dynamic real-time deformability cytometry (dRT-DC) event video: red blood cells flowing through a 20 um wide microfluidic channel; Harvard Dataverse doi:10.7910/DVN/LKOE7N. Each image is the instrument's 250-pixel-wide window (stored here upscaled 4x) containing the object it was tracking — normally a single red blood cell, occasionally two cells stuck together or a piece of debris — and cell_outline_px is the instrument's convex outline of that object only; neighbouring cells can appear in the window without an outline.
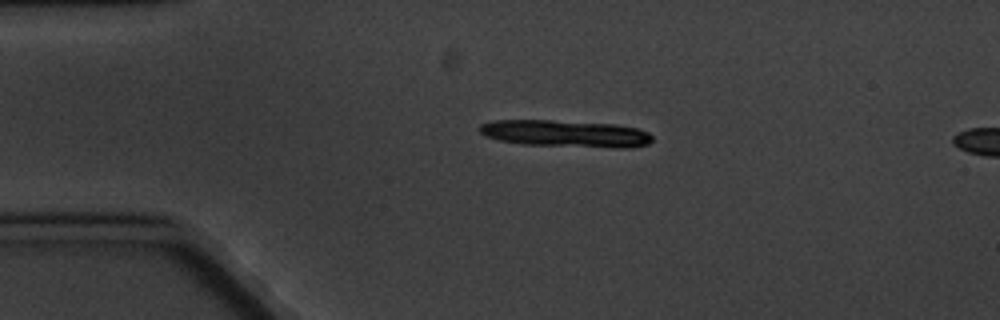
{"species": "common noctule bat (a hibernating species)", "species_latin": "Nyctalus noctula", "temperature_condition": "cold", "stored_images_in_passage": 4, "camera_frame_rate_fps": 3000, "um_per_image_px": 0.085, "animal": {"sex": "male", "body_mass_g": 20.1, "forearm_length_mm": 53.5}, "frame": {"image": 1, "passage_image": 3, "time_ms": 2.333, "image_size_px": [1000, 320], "cell_outline_px": [[652, 140], [648, 144], [632, 148], [616, 148], [524, 144], [500, 140], [484, 136], [480, 132], [480, 124], [492, 120], [552, 120], [616, 124], [640, 128], [648, 132], [652, 136]], "centroid_in_image_um": [48.12, 11.35], "position_along_channel_um": 36.9, "area_um2": 27.34}}